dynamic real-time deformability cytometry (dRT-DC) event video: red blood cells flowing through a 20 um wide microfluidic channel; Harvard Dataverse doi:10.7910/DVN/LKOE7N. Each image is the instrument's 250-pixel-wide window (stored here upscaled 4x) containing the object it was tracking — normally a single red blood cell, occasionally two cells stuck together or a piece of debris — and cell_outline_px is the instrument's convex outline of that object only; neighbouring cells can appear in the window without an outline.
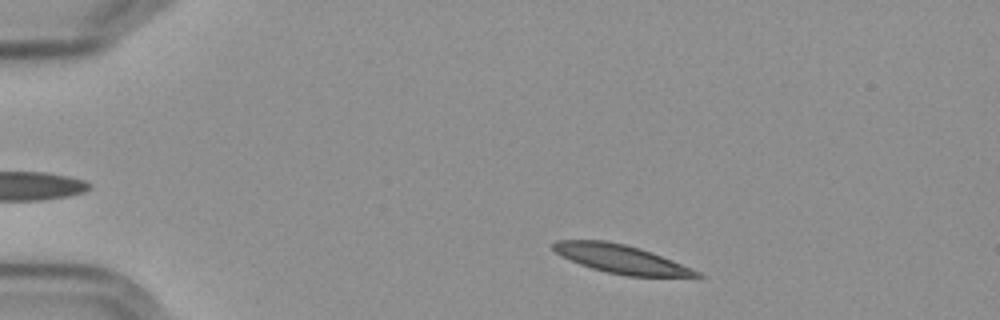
{"species": "Egyptian fruit bat (a non-hibernating species)", "species_latin": "Rousettus aegyptiacus", "temperature_condition": "cold", "stored_images_in_passage": 50, "camera_frame_rate_fps": 3000, "um_per_image_px": 0.085, "frame": {"image": 1, "passage_image": 4, "time_ms": 1.0, "image_size_px": [1000, 320], "cell_outline_px": [[704, 276], [624, 276], [592, 268], [580, 264], [560, 256], [552, 248], [552, 244], [556, 240], [604, 240], [624, 244], [640, 248], [700, 272]], "centroid_in_image_um": [52.69, 22.0], "position_along_channel_um": 32.3, "area_um2": 23.35}}
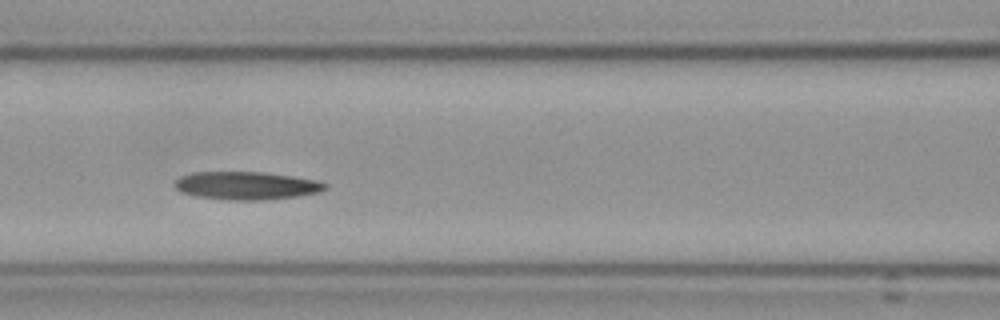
{"frame": {"image": 2, "passage_image": 19, "time_ms": 6.0, "image_size_px": [1000, 320], "cell_outline_px": [[328, 188], [320, 192], [296, 196], [264, 200], [228, 200], [196, 196], [180, 192], [176, 188], [176, 180], [180, 176], [192, 172], [264, 172], [292, 176], [316, 180], [328, 184]], "centroid_in_image_um": [20.96, 15.78], "position_along_channel_um": 145.6, "area_um2": 24.57}}
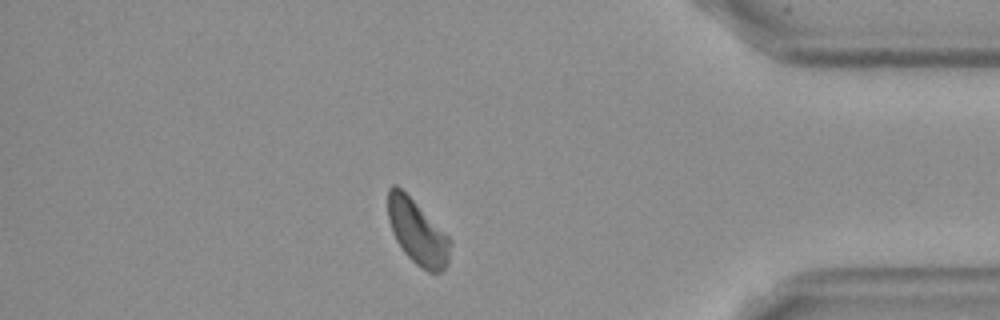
{"frame": {"image": 3, "passage_image": 43, "time_ms": 14.0, "image_size_px": [1000, 320], "cell_outline_px": [[452, 240], [448, 264], [440, 272], [428, 272], [420, 268], [404, 252], [396, 240], [392, 232], [388, 220], [388, 188], [392, 184], [396, 184]], "centroid_in_image_um": [35.47, 19.76], "position_along_channel_um": 399.7, "area_um2": 23.12}, "authors_computed_cell_mechanics": {"area_um2": 24.3627, "velocity_mm_per_s": 3.5431, "shape_relaxation_time_tau1_ms": 6.4651, "shape_relaxation_time_tau2_ms": null, "deformation_change_tau1": 0.1398, "deformation_change_tau2": null}}